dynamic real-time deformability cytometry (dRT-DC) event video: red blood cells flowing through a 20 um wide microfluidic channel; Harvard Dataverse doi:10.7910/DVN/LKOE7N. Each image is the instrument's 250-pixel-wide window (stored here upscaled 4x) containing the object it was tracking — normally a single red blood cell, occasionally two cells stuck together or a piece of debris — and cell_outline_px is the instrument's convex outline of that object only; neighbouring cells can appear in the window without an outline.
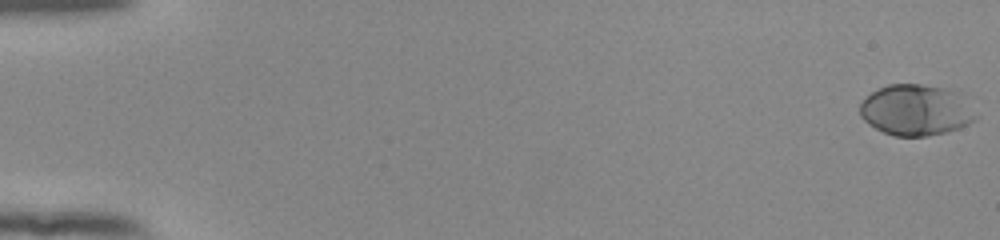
{"species": "human", "species_latin": "Homo sapiens", "temperature_condition": "room temperature", "stored_images_in_passage": 55, "camera_frame_rate_fps": 3000, "um_per_image_px": 0.085, "donor": {"sex": "female"}, "frame": {"image": 1, "passage_image": 1, "time_ms": 0.0, "image_size_px": [1000, 240], "cell_outline_px": [[976, 120], [960, 128], [948, 132], [928, 136], [896, 136], [884, 132], [868, 124], [860, 116], [860, 104], [872, 92], [888, 84], [920, 84], [944, 88], [960, 92], [976, 116]], "centroid_in_image_um": [77.86, 9.36], "position_along_channel_um": 7.1, "area_um2": 34.33}}
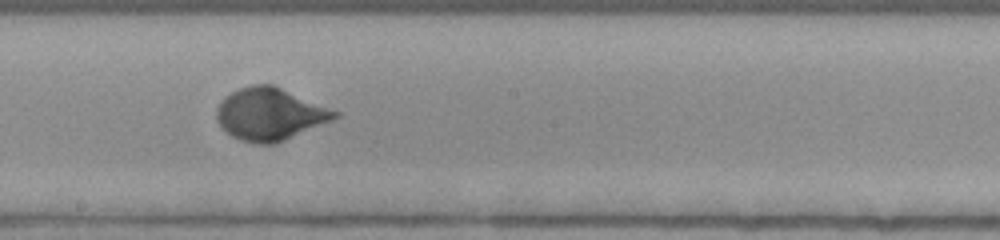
{"frame": {"image": 2, "passage_image": 32, "time_ms": 10.333, "image_size_px": [1000, 240], "cell_outline_px": [[340, 116], [332, 120], [272, 144], [260, 144], [240, 140], [232, 136], [216, 120], [216, 108], [220, 100], [224, 96], [240, 88], [252, 84], [272, 84], [340, 112]], "centroid_in_image_um": [22.91, 9.68], "position_along_channel_um": 225.3, "area_um2": 35.6}}
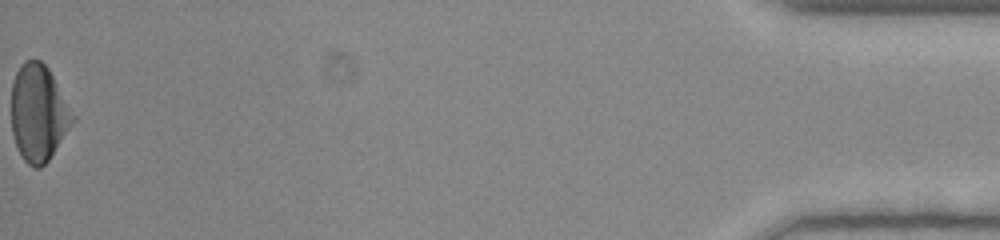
{"frame": {"image": 3, "passage_image": 55, "time_ms": 18.0, "image_size_px": [1000, 240], "cell_outline_px": [[76, 120], [48, 160], [40, 168], [36, 168], [28, 164], [24, 160], [12, 136], [12, 80], [20, 64], [24, 60], [40, 60], [48, 68], [76, 116]], "centroid_in_image_um": [3.28, 9.59], "position_along_channel_um": 431.9, "area_um2": 34.56}, "authors_computed_cell_mechanics": {"area_um2": 33.9864, "velocity_mm_per_s": 3.8894, "shape_relaxation_time_tau1_ms": 2.6923, "shape_relaxation_time_tau2_ms": null, "deformation_change_tau1": 0.1637, "deformation_change_tau2": null}}